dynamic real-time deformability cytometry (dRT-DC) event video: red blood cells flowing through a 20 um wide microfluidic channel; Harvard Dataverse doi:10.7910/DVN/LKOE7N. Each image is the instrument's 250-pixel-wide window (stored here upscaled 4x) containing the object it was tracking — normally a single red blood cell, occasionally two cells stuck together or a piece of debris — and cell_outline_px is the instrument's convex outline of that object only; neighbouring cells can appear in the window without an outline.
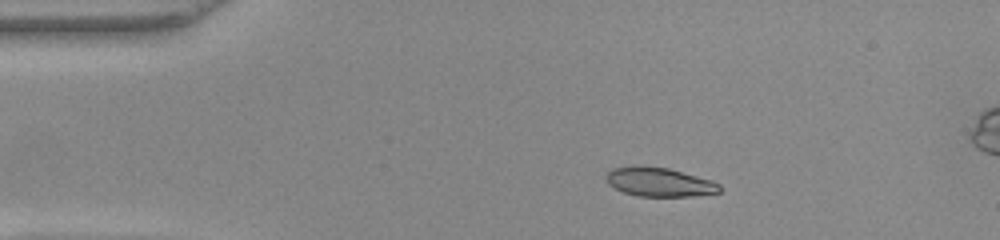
{"species": "common noctule bat (a hibernating species)", "species_latin": "Nyctalus noctula", "temperature_condition": "warm", "stored_images_in_passage": 43, "camera_frame_rate_fps": 3000, "um_per_image_px": 0.085, "animal": {"sex": "female", "body_mass_g": 22.0, "forearm_length_mm": 56.7}, "frame": {"image": 1, "passage_image": 1, "time_ms": 0.0, "image_size_px": [1000, 240], "cell_outline_px": [[720, 192], [692, 196], [640, 196], [624, 192], [608, 184], [604, 180], [604, 176], [612, 168], [668, 168], [712, 180], [720, 184]], "centroid_in_image_um": [56.07, 15.5], "position_along_channel_um": 28.9, "area_um2": 18.55}}
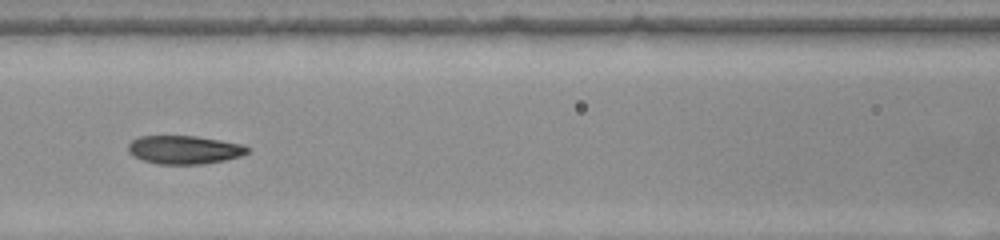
{"frame": {"image": 2, "passage_image": 14, "time_ms": 4.333, "image_size_px": [1000, 240], "cell_outline_px": [[248, 152], [240, 156], [224, 160], [204, 164], [156, 164], [132, 156], [128, 152], [128, 144], [132, 140], [140, 136], [196, 136], [244, 144], [248, 148]], "centroid_in_image_um": [15.64, 12.73], "position_along_channel_um": 151.0, "area_um2": 19.77}}
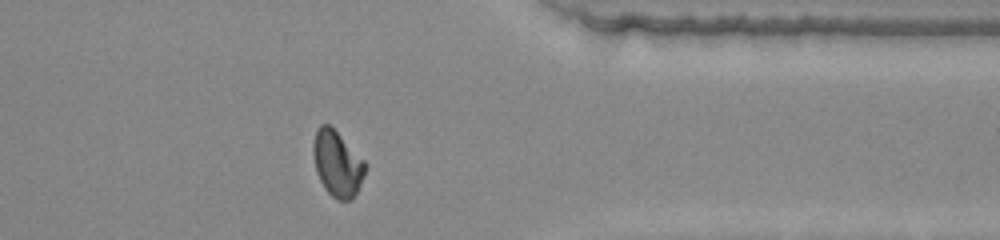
{"frame": {"image": 3, "passage_image": 32, "time_ms": 10.333, "image_size_px": [1000, 240], "cell_outline_px": [[368, 168], [352, 200], [336, 200], [324, 188], [316, 172], [312, 152], [312, 144], [316, 128], [320, 124], [328, 124], [368, 164]], "centroid_in_image_um": [28.65, 13.92], "position_along_channel_um": 382.7, "area_um2": 19.94}, "authors_computed_cell_mechanics": {"area_um2": 19.8832, "velocity_mm_per_s": 4.0878, "shape_relaxation_time_tau1_ms": null, "shape_relaxation_time_tau2_ms": 1.2078, "deformation_change_tau1": null, "deformation_change_tau2": 0.0479}}